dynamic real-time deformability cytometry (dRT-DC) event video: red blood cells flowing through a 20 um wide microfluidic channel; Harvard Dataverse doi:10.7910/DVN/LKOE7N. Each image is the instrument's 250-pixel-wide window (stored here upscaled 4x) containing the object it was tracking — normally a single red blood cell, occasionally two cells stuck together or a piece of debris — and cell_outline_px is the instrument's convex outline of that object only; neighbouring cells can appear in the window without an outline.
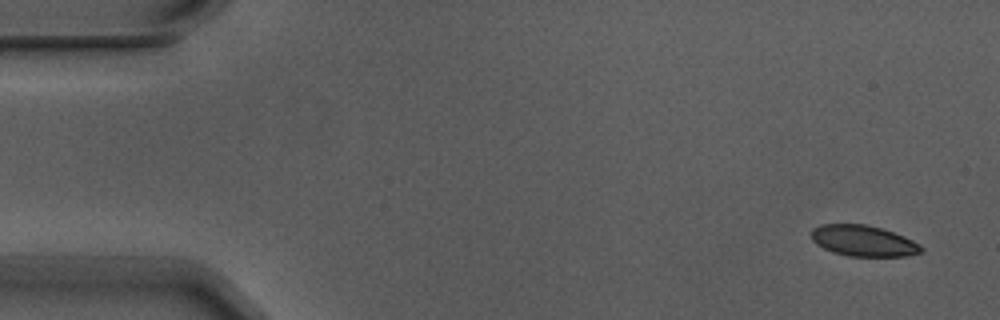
{"species": "Egyptian fruit bat (a non-hibernating species)", "species_latin": "Rousettus aegyptiacus", "temperature_condition": "warm", "stored_images_in_passage": 2, "camera_frame_rate_fps": 3000, "um_per_image_px": 0.085, "animal": {"sex": "male"}, "frame": {"image": 1, "passage_image": 2, "time_ms": 0.333, "image_size_px": [1000, 320], "cell_outline_px": [[924, 252], [904, 256], [848, 256], [832, 252], [816, 244], [812, 240], [812, 228], [820, 224], [864, 224], [880, 228], [904, 236], [920, 244], [924, 248]], "centroid_in_image_um": [73.39, 20.47], "position_along_channel_um": 11.6, "area_um2": 19.83}}